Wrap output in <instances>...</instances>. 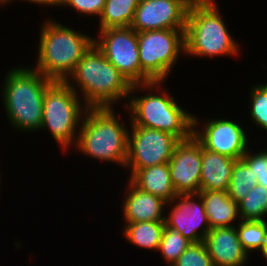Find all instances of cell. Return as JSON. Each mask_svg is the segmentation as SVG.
<instances>
[{
  "label": "cell",
  "instance_id": "9a60e30c",
  "mask_svg": "<svg viewBox=\"0 0 267 266\" xmlns=\"http://www.w3.org/2000/svg\"><path fill=\"white\" fill-rule=\"evenodd\" d=\"M214 266H244L249 254L241 245L235 226L212 228L205 240Z\"/></svg>",
  "mask_w": 267,
  "mask_h": 266
},
{
  "label": "cell",
  "instance_id": "ba28073f",
  "mask_svg": "<svg viewBox=\"0 0 267 266\" xmlns=\"http://www.w3.org/2000/svg\"><path fill=\"white\" fill-rule=\"evenodd\" d=\"M184 31L160 29L137 32L141 84L164 82L168 78L181 51H185Z\"/></svg>",
  "mask_w": 267,
  "mask_h": 266
},
{
  "label": "cell",
  "instance_id": "f1b7e54d",
  "mask_svg": "<svg viewBox=\"0 0 267 266\" xmlns=\"http://www.w3.org/2000/svg\"><path fill=\"white\" fill-rule=\"evenodd\" d=\"M106 0H62L60 6H69L80 14L100 17Z\"/></svg>",
  "mask_w": 267,
  "mask_h": 266
},
{
  "label": "cell",
  "instance_id": "8992f818",
  "mask_svg": "<svg viewBox=\"0 0 267 266\" xmlns=\"http://www.w3.org/2000/svg\"><path fill=\"white\" fill-rule=\"evenodd\" d=\"M217 7L214 0H198L190 5L184 53L198 57L239 55V46L229 34Z\"/></svg>",
  "mask_w": 267,
  "mask_h": 266
},
{
  "label": "cell",
  "instance_id": "d6986e66",
  "mask_svg": "<svg viewBox=\"0 0 267 266\" xmlns=\"http://www.w3.org/2000/svg\"><path fill=\"white\" fill-rule=\"evenodd\" d=\"M197 194L203 200L211 229L234 226L231 222L241 220L238 204L228 196L227 191L200 190Z\"/></svg>",
  "mask_w": 267,
  "mask_h": 266
},
{
  "label": "cell",
  "instance_id": "4fadbf2b",
  "mask_svg": "<svg viewBox=\"0 0 267 266\" xmlns=\"http://www.w3.org/2000/svg\"><path fill=\"white\" fill-rule=\"evenodd\" d=\"M195 198L197 201H194ZM170 204L174 205L170 214L165 216V225L178 231L191 243L204 241L211 228L201 197L198 194H179L167 203Z\"/></svg>",
  "mask_w": 267,
  "mask_h": 266
},
{
  "label": "cell",
  "instance_id": "603a6c76",
  "mask_svg": "<svg viewBox=\"0 0 267 266\" xmlns=\"http://www.w3.org/2000/svg\"><path fill=\"white\" fill-rule=\"evenodd\" d=\"M235 227L241 245L248 254L254 250L261 251L267 235L266 220H240Z\"/></svg>",
  "mask_w": 267,
  "mask_h": 266
},
{
  "label": "cell",
  "instance_id": "8fae6325",
  "mask_svg": "<svg viewBox=\"0 0 267 266\" xmlns=\"http://www.w3.org/2000/svg\"><path fill=\"white\" fill-rule=\"evenodd\" d=\"M198 121L194 115L193 136L204 149L239 160L249 148L247 134L239 123L224 118L207 119L200 132Z\"/></svg>",
  "mask_w": 267,
  "mask_h": 266
},
{
  "label": "cell",
  "instance_id": "7402d4cb",
  "mask_svg": "<svg viewBox=\"0 0 267 266\" xmlns=\"http://www.w3.org/2000/svg\"><path fill=\"white\" fill-rule=\"evenodd\" d=\"M256 184L257 177H254L252 169H250L241 159L236 160L227 190L228 196L238 204L247 196L251 188Z\"/></svg>",
  "mask_w": 267,
  "mask_h": 266
},
{
  "label": "cell",
  "instance_id": "f546056e",
  "mask_svg": "<svg viewBox=\"0 0 267 266\" xmlns=\"http://www.w3.org/2000/svg\"><path fill=\"white\" fill-rule=\"evenodd\" d=\"M12 0H9V3ZM14 1V0H13ZM25 1V0H24ZM29 3L32 2L33 4H38V5H47V6H51V5H55V6H60L61 5V1L62 0H26Z\"/></svg>",
  "mask_w": 267,
  "mask_h": 266
},
{
  "label": "cell",
  "instance_id": "7a4b0ae2",
  "mask_svg": "<svg viewBox=\"0 0 267 266\" xmlns=\"http://www.w3.org/2000/svg\"><path fill=\"white\" fill-rule=\"evenodd\" d=\"M4 78L1 95L12 128L26 132L40 130L43 97L53 80L28 67L11 69Z\"/></svg>",
  "mask_w": 267,
  "mask_h": 266
},
{
  "label": "cell",
  "instance_id": "7c38bea8",
  "mask_svg": "<svg viewBox=\"0 0 267 266\" xmlns=\"http://www.w3.org/2000/svg\"><path fill=\"white\" fill-rule=\"evenodd\" d=\"M198 0H140L130 25L136 32L185 30L190 5Z\"/></svg>",
  "mask_w": 267,
  "mask_h": 266
},
{
  "label": "cell",
  "instance_id": "5b68a950",
  "mask_svg": "<svg viewBox=\"0 0 267 266\" xmlns=\"http://www.w3.org/2000/svg\"><path fill=\"white\" fill-rule=\"evenodd\" d=\"M113 107L87 108L78 132L76 147L90 158L115 162L123 168L128 155V129Z\"/></svg>",
  "mask_w": 267,
  "mask_h": 266
},
{
  "label": "cell",
  "instance_id": "83f0119b",
  "mask_svg": "<svg viewBox=\"0 0 267 266\" xmlns=\"http://www.w3.org/2000/svg\"><path fill=\"white\" fill-rule=\"evenodd\" d=\"M241 160L250 168L257 177V184L267 189V151L254 154L247 149Z\"/></svg>",
  "mask_w": 267,
  "mask_h": 266
},
{
  "label": "cell",
  "instance_id": "277c9868",
  "mask_svg": "<svg viewBox=\"0 0 267 266\" xmlns=\"http://www.w3.org/2000/svg\"><path fill=\"white\" fill-rule=\"evenodd\" d=\"M37 63L33 69L53 81H65L94 44V38L46 19L40 30Z\"/></svg>",
  "mask_w": 267,
  "mask_h": 266
},
{
  "label": "cell",
  "instance_id": "d4e9b609",
  "mask_svg": "<svg viewBox=\"0 0 267 266\" xmlns=\"http://www.w3.org/2000/svg\"><path fill=\"white\" fill-rule=\"evenodd\" d=\"M190 244L191 242L178 231L165 225L158 250L161 252L162 258L171 266Z\"/></svg>",
  "mask_w": 267,
  "mask_h": 266
},
{
  "label": "cell",
  "instance_id": "e0dca14e",
  "mask_svg": "<svg viewBox=\"0 0 267 266\" xmlns=\"http://www.w3.org/2000/svg\"><path fill=\"white\" fill-rule=\"evenodd\" d=\"M236 160L204 149L201 144L200 190L227 191Z\"/></svg>",
  "mask_w": 267,
  "mask_h": 266
},
{
  "label": "cell",
  "instance_id": "4dcf8cb0",
  "mask_svg": "<svg viewBox=\"0 0 267 266\" xmlns=\"http://www.w3.org/2000/svg\"><path fill=\"white\" fill-rule=\"evenodd\" d=\"M262 253V255L265 257V259H267V235L266 238L264 240V245L263 248L260 251Z\"/></svg>",
  "mask_w": 267,
  "mask_h": 266
},
{
  "label": "cell",
  "instance_id": "3957f363",
  "mask_svg": "<svg viewBox=\"0 0 267 266\" xmlns=\"http://www.w3.org/2000/svg\"><path fill=\"white\" fill-rule=\"evenodd\" d=\"M161 83L162 81H151L132 86L130 100L125 103V108L131 113L130 123L170 133L180 141L189 139L193 135V115L181 108L168 92L161 89L163 91L159 90V94L149 92L148 95L132 96L137 90L141 91V88L142 91H153V88L156 89Z\"/></svg>",
  "mask_w": 267,
  "mask_h": 266
},
{
  "label": "cell",
  "instance_id": "52a82bcc",
  "mask_svg": "<svg viewBox=\"0 0 267 266\" xmlns=\"http://www.w3.org/2000/svg\"><path fill=\"white\" fill-rule=\"evenodd\" d=\"M79 94L65 81H53L43 97L41 129L48 128L53 139L62 150L66 151L78 139L77 129L80 128L85 111L88 107L80 104ZM79 123V124H78ZM77 130V131H76ZM76 133V134H75Z\"/></svg>",
  "mask_w": 267,
  "mask_h": 266
},
{
  "label": "cell",
  "instance_id": "1f68e13d",
  "mask_svg": "<svg viewBox=\"0 0 267 266\" xmlns=\"http://www.w3.org/2000/svg\"><path fill=\"white\" fill-rule=\"evenodd\" d=\"M7 3H9V0H0V5L1 4L4 5V4H7Z\"/></svg>",
  "mask_w": 267,
  "mask_h": 266
},
{
  "label": "cell",
  "instance_id": "9c48e42d",
  "mask_svg": "<svg viewBox=\"0 0 267 266\" xmlns=\"http://www.w3.org/2000/svg\"><path fill=\"white\" fill-rule=\"evenodd\" d=\"M179 142L180 140L170 133L131 125L125 165L131 169L130 177L138 169L168 163Z\"/></svg>",
  "mask_w": 267,
  "mask_h": 266
},
{
  "label": "cell",
  "instance_id": "484cf974",
  "mask_svg": "<svg viewBox=\"0 0 267 266\" xmlns=\"http://www.w3.org/2000/svg\"><path fill=\"white\" fill-rule=\"evenodd\" d=\"M250 115L253 122L267 131V83L251 87Z\"/></svg>",
  "mask_w": 267,
  "mask_h": 266
},
{
  "label": "cell",
  "instance_id": "ac0fdd59",
  "mask_svg": "<svg viewBox=\"0 0 267 266\" xmlns=\"http://www.w3.org/2000/svg\"><path fill=\"white\" fill-rule=\"evenodd\" d=\"M129 181L139 190L160 197L167 203L178 195L171 181L168 163L138 169Z\"/></svg>",
  "mask_w": 267,
  "mask_h": 266
},
{
  "label": "cell",
  "instance_id": "30bf717a",
  "mask_svg": "<svg viewBox=\"0 0 267 266\" xmlns=\"http://www.w3.org/2000/svg\"><path fill=\"white\" fill-rule=\"evenodd\" d=\"M94 44L132 84H141V66L137 32L131 27L99 31Z\"/></svg>",
  "mask_w": 267,
  "mask_h": 266
},
{
  "label": "cell",
  "instance_id": "2e32d148",
  "mask_svg": "<svg viewBox=\"0 0 267 266\" xmlns=\"http://www.w3.org/2000/svg\"><path fill=\"white\" fill-rule=\"evenodd\" d=\"M123 203V216L126 223L143 221H165L163 215L167 202L153 194L143 192L130 181Z\"/></svg>",
  "mask_w": 267,
  "mask_h": 266
},
{
  "label": "cell",
  "instance_id": "ffe728a7",
  "mask_svg": "<svg viewBox=\"0 0 267 266\" xmlns=\"http://www.w3.org/2000/svg\"><path fill=\"white\" fill-rule=\"evenodd\" d=\"M139 3L140 0H106L98 30L130 27Z\"/></svg>",
  "mask_w": 267,
  "mask_h": 266
},
{
  "label": "cell",
  "instance_id": "44dd1931",
  "mask_svg": "<svg viewBox=\"0 0 267 266\" xmlns=\"http://www.w3.org/2000/svg\"><path fill=\"white\" fill-rule=\"evenodd\" d=\"M123 231L129 243L144 249L158 251L165 221H143L126 223Z\"/></svg>",
  "mask_w": 267,
  "mask_h": 266
},
{
  "label": "cell",
  "instance_id": "4316f807",
  "mask_svg": "<svg viewBox=\"0 0 267 266\" xmlns=\"http://www.w3.org/2000/svg\"><path fill=\"white\" fill-rule=\"evenodd\" d=\"M171 266H214L204 241L191 243Z\"/></svg>",
  "mask_w": 267,
  "mask_h": 266
},
{
  "label": "cell",
  "instance_id": "6da1fadb",
  "mask_svg": "<svg viewBox=\"0 0 267 266\" xmlns=\"http://www.w3.org/2000/svg\"><path fill=\"white\" fill-rule=\"evenodd\" d=\"M71 81L76 84L72 85ZM65 82L76 93V86L80 88L84 106L88 108L113 107L117 101L129 99L133 86L95 44L77 63Z\"/></svg>",
  "mask_w": 267,
  "mask_h": 266
},
{
  "label": "cell",
  "instance_id": "5bb4252c",
  "mask_svg": "<svg viewBox=\"0 0 267 266\" xmlns=\"http://www.w3.org/2000/svg\"><path fill=\"white\" fill-rule=\"evenodd\" d=\"M168 166L178 195L197 194L200 191L201 143L193 135L176 145Z\"/></svg>",
  "mask_w": 267,
  "mask_h": 266
},
{
  "label": "cell",
  "instance_id": "cb8c5ba5",
  "mask_svg": "<svg viewBox=\"0 0 267 266\" xmlns=\"http://www.w3.org/2000/svg\"><path fill=\"white\" fill-rule=\"evenodd\" d=\"M241 220H265L267 215V189L256 184L238 203Z\"/></svg>",
  "mask_w": 267,
  "mask_h": 266
}]
</instances>
